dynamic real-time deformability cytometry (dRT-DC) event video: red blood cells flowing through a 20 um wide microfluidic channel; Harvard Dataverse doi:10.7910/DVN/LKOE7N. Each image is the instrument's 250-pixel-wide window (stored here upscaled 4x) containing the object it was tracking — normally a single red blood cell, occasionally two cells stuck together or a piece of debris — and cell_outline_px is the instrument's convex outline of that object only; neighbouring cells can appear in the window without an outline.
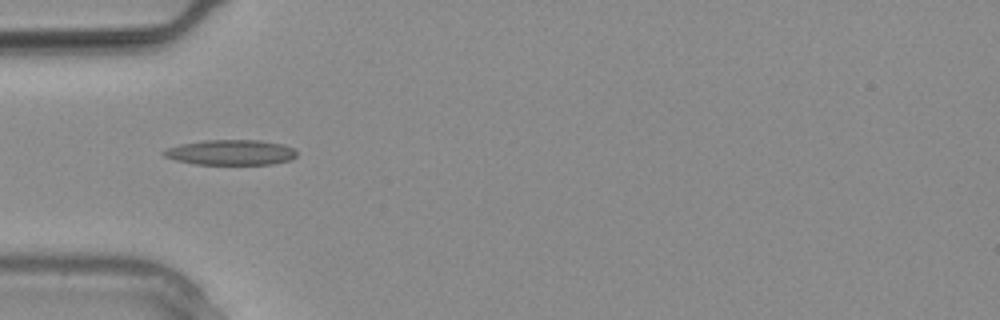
{"species": "common noctule bat (a hibernating species)", "species_latin": "Nyctalus noctula", "temperature_condition": "warm", "stored_images_in_passage": 8, "camera_frame_rate_fps": 3000, "um_per_image_px": 0.085, "animal": {"sex": "male", "body_mass_g": 20.4}, "frame": {"image": 1, "passage_image": 2, "time_ms": 0.333, "image_size_px": [1000, 320], "cell_outline_px": [[296, 156], [292, 160], [272, 164], [196, 164], [176, 160], [164, 156], [160, 152], [168, 148], [180, 144], [204, 140], [260, 140], [284, 144], [292, 148], [296, 152]], "centroid_in_image_um": [19.63, 12.95], "position_along_channel_um": 65.4, "area_um2": 19.59}}